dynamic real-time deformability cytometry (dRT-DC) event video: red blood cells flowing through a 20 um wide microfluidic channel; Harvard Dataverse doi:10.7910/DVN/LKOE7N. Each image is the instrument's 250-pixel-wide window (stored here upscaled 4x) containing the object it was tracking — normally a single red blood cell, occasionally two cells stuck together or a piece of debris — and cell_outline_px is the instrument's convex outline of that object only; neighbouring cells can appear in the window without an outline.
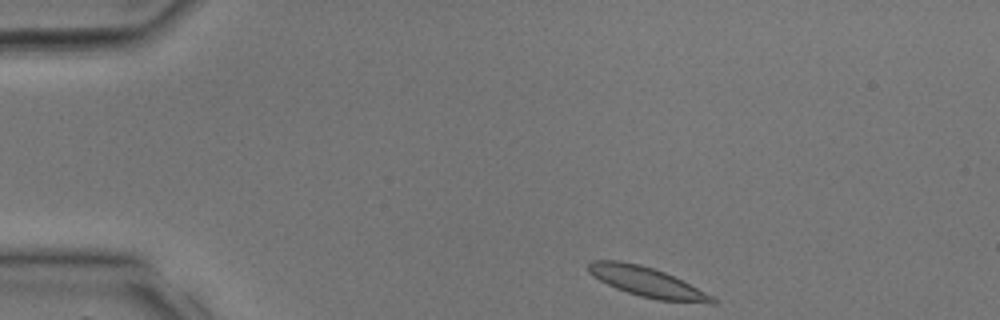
{"species": "common noctule bat (a hibernating species)", "species_latin": "Nyctalus noctula", "temperature_condition": "room temperature", "stored_images_in_passage": 28, "camera_frame_rate_fps": 3000, "um_per_image_px": 0.085, "animal": {"sex": "male", "body_mass_g": 17.9, "forearm_length_mm": 54.2}, "frame": {"image": 1, "passage_image": 1, "time_ms": 0.0, "image_size_px": [1000, 320], "cell_outline_px": [[716, 304], [712, 304], [656, 300], [640, 296], [616, 288], [600, 280], [588, 272], [588, 264], [592, 260], [620, 260], [640, 264], [664, 272], [712, 296], [716, 300]], "centroid_in_image_um": [54.97, 23.97], "position_along_channel_um": 30.0, "area_um2": 21.21}}
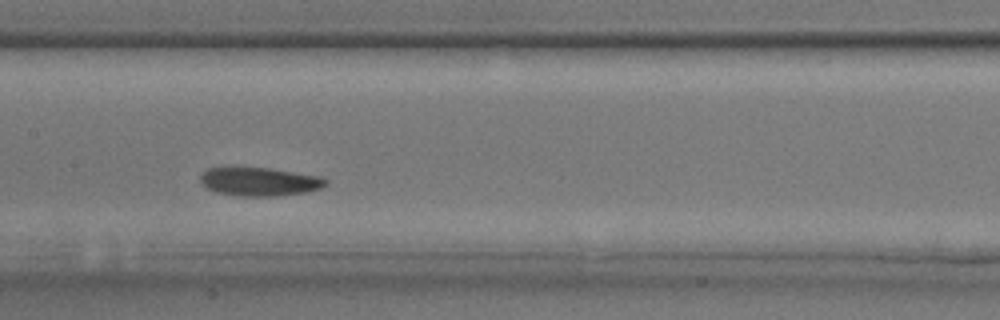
{"frame": {"image": 2, "passage_image": 12, "time_ms": 3.667, "image_size_px": [1000, 320], "cell_outline_px": [[328, 184], [320, 188], [308, 192], [276, 196], [236, 196], [216, 192], [200, 184], [200, 172], [208, 168], [268, 168], [320, 176], [328, 180]], "centroid_in_image_um": [22.04, 15.45], "position_along_channel_um": 185.4, "area_um2": 20.92}}
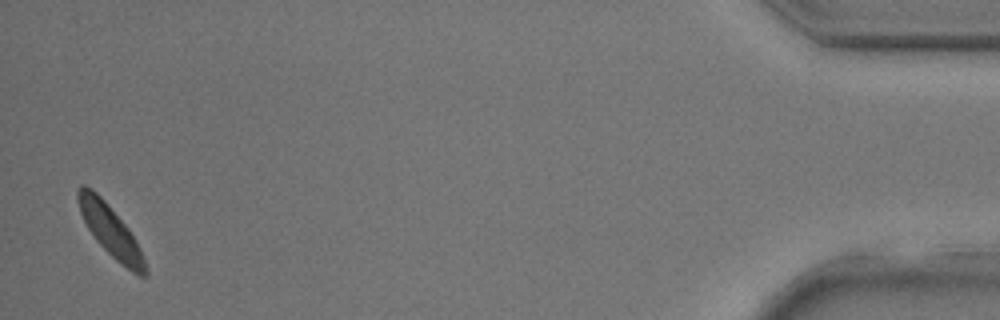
{"frame": {"image": 3, "passage_image": 28, "time_ms": 9.0, "image_size_px": [1000, 320], "cell_outline_px": [[148, 276], [140, 276], [132, 272], [120, 264], [96, 240], [88, 228], [80, 212], [76, 200], [76, 192], [80, 184], [84, 184], [92, 188], [104, 200], [128, 228], [140, 248], [148, 268]], "centroid_in_image_um": [9.38, 19.61], "position_along_channel_um": 425.8, "area_um2": 19.94}}